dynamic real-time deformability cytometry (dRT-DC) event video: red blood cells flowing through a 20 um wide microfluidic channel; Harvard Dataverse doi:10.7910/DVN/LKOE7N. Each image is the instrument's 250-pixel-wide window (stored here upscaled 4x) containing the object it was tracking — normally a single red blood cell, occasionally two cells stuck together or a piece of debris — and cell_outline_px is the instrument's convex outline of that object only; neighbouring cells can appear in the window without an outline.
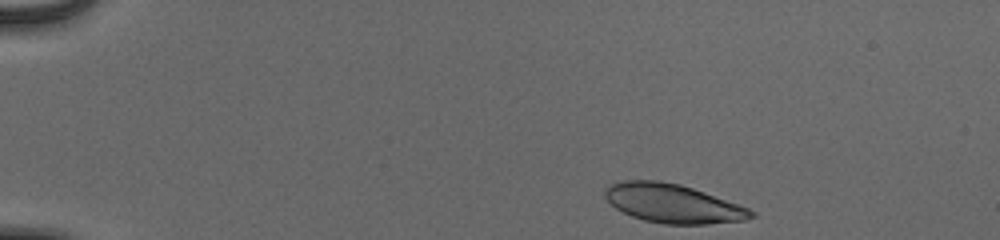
{"species": "human", "species_latin": "Homo sapiens", "temperature_condition": "cold", "stored_images_in_passage": 46, "camera_frame_rate_fps": 3000, "um_per_image_px": 0.085, "donor": {"sex": "male"}, "frame": {"image": 1, "passage_image": 1, "time_ms": 0.0, "image_size_px": [1000, 240], "cell_outline_px": [[756, 216], [744, 220], [708, 224], [664, 224], [644, 220], [632, 216], [616, 208], [604, 196], [604, 188], [608, 184], [624, 180], [660, 180], [680, 184], [704, 192], [748, 208], [756, 212]], "centroid_in_image_um": [57.17, 17.29], "position_along_channel_um": 27.8, "area_um2": 33.0}}
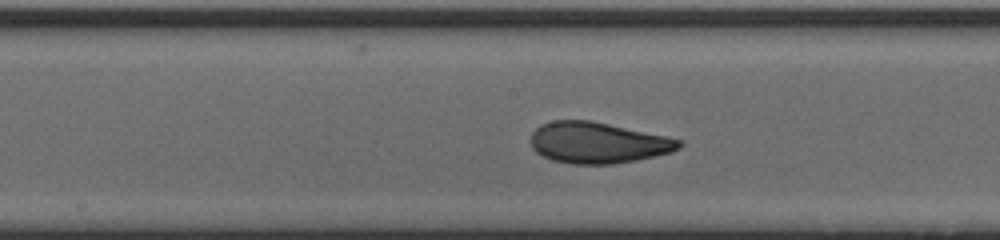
{"frame": {"image": 2, "passage_image": 22, "time_ms": 7.0, "image_size_px": [1000, 240], "cell_outline_px": [[684, 144], [680, 148], [672, 152], [636, 160], [612, 164], [572, 164], [552, 160], [536, 152], [532, 148], [528, 140], [532, 132], [540, 124], [552, 120], [592, 120], [668, 136], [684, 140]], "centroid_in_image_um": [50.82, 12.12], "position_along_channel_um": 197.4, "area_um2": 36.07}}
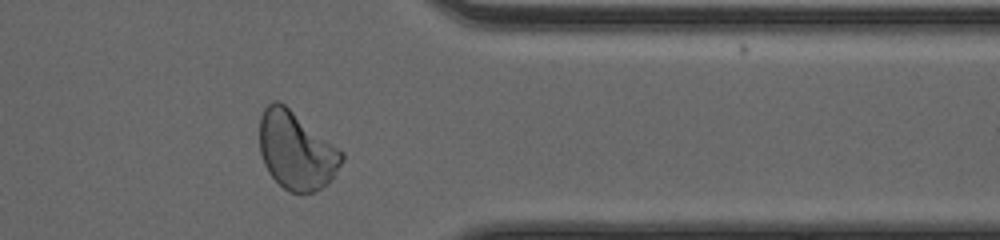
{"frame": {"image": 3, "passage_image": 37, "time_ms": 12.0, "image_size_px": [1000, 240], "cell_outline_px": [[344, 160], [336, 176], [332, 180], [320, 188], [312, 192], [288, 192], [268, 172], [264, 164], [260, 152], [260, 116], [264, 108], [272, 100], [276, 100], [284, 104], [344, 152]], "centroid_in_image_um": [25.2, 12.8], "position_along_channel_um": 386.2, "area_um2": 37.28}, "authors_computed_cell_mechanics": {"area_um2": 35.5181, "velocity_mm_per_s": 3.8937, "shape_relaxation_time_tau1_ms": 4.528, "shape_relaxation_time_tau2_ms": 1.0597, "deformation_change_tau1": 0.1771, "deformation_change_tau2": 0.0562}}